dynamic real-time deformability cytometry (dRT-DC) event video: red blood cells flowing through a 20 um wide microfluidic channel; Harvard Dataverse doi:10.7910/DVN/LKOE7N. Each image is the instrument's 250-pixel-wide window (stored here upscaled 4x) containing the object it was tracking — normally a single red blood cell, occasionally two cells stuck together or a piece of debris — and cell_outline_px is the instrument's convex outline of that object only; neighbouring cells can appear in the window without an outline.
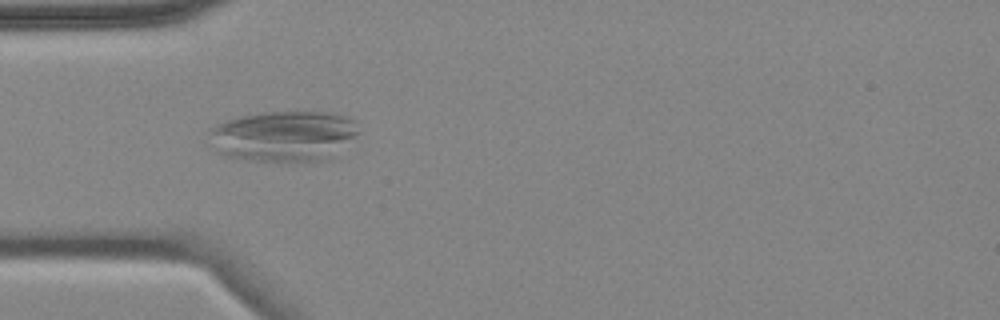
{"species": "common noctule bat (a hibernating species)", "species_latin": "Nyctalus noctula", "temperature_condition": "cold", "stored_images_in_passage": 3, "camera_frame_rate_fps": 3000, "um_per_image_px": 0.085, "animal": {"sex": "female", "body_mass_g": 18.4}, "frame": {"image": 1, "passage_image": 1, "time_ms": 0.0, "image_size_px": [1000, 320], "cell_outline_px": [[360, 132], [340, 156], [328, 160], [308, 164], [280, 164], [248, 160], [224, 156], [216, 152], [204, 144], [208, 128], [224, 120], [240, 116], [264, 112], [328, 112], [348, 116], [352, 120]], "centroid_in_image_um": [24.08, 11.65], "position_along_channel_um": 60.9, "area_um2": 47.05}}
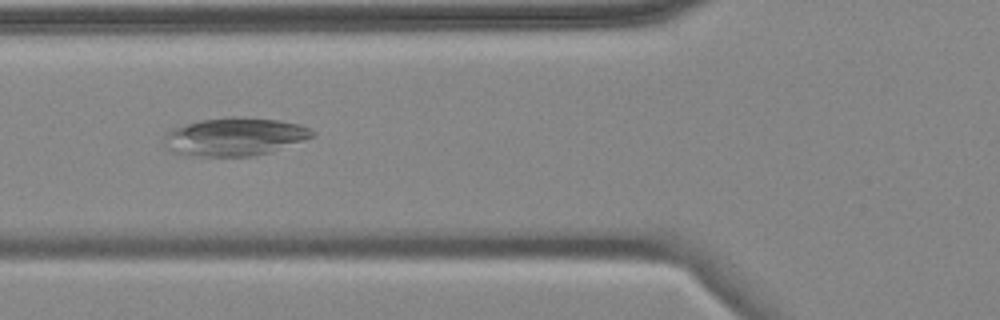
{"frame": {"image": 2, "passage_image": 2, "time_ms": 1.333, "image_size_px": [1000, 320], "cell_outline_px": [[316, 136], [272, 152], [252, 156], [184, 156], [172, 152], [164, 148], [164, 136], [172, 128], [184, 124], [200, 120], [232, 116], [240, 116], [280, 120], [300, 124], [316, 132]], "centroid_in_image_um": [19.94, 11.62], "position_along_channel_um": 105.9, "area_um2": 33.52}}
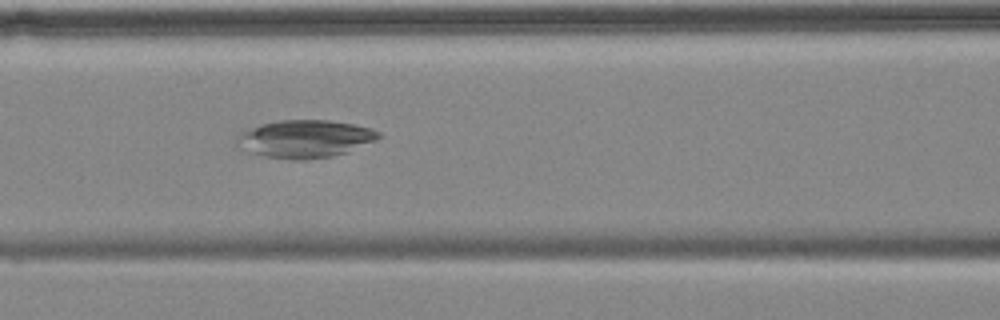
{"frame": {"image": 3, "passage_image": 3, "time_ms": 2.333, "image_size_px": [1000, 320], "cell_outline_px": [[380, 136], [376, 140], [348, 152], [332, 156], [304, 160], [296, 160], [264, 156], [248, 152], [236, 144], [236, 136], [252, 128], [264, 124], [280, 120], [328, 120], [356, 124], [372, 128], [380, 132]], "centroid_in_image_um": [25.96, 11.8], "position_along_channel_um": 140.6, "area_um2": 31.04}}